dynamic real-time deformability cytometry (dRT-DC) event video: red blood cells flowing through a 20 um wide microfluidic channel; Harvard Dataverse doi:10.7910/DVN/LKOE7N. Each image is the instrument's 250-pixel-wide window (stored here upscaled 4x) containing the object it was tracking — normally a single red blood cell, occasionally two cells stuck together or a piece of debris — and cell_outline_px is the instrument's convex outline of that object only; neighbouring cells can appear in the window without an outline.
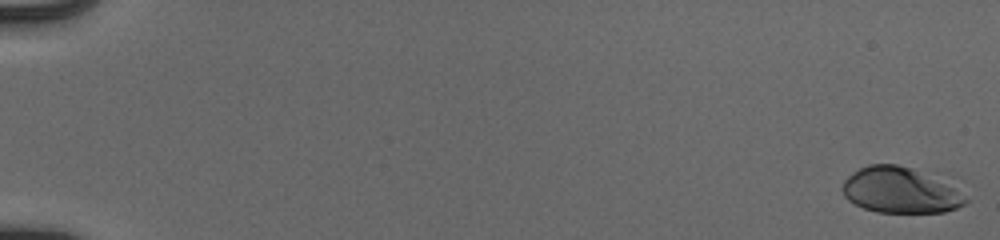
{"species": "human", "species_latin": "Homo sapiens", "temperature_condition": "cold", "stored_images_in_passage": 55, "camera_frame_rate_fps": 3000, "um_per_image_px": 0.085, "donor": {"sex": "male"}, "frame": {"image": 1, "passage_image": 1, "time_ms": 0.0, "image_size_px": [1000, 240], "cell_outline_px": [[968, 200], [964, 204], [956, 208], [944, 212], [876, 212], [864, 208], [848, 200], [844, 196], [840, 188], [844, 180], [852, 172], [868, 164], [896, 164], [912, 168], [952, 188]], "centroid_in_image_um": [76.4, 16.18], "position_along_channel_um": 8.6, "area_um2": 32.02}}
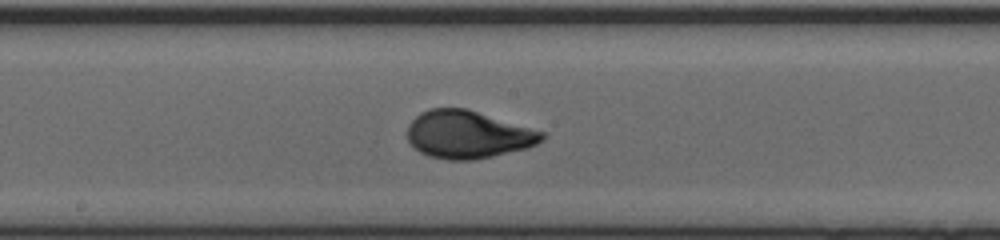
{"frame": {"image": 2, "passage_image": 32, "time_ms": 10.333, "image_size_px": [1000, 240], "cell_outline_px": [[548, 136], [544, 140], [528, 148], [492, 156], [472, 160], [448, 160], [428, 156], [420, 152], [408, 140], [408, 124], [420, 112], [428, 108], [468, 108], [544, 132]], "centroid_in_image_um": [39.79, 11.43], "position_along_channel_um": 208.4, "area_um2": 37.57}}
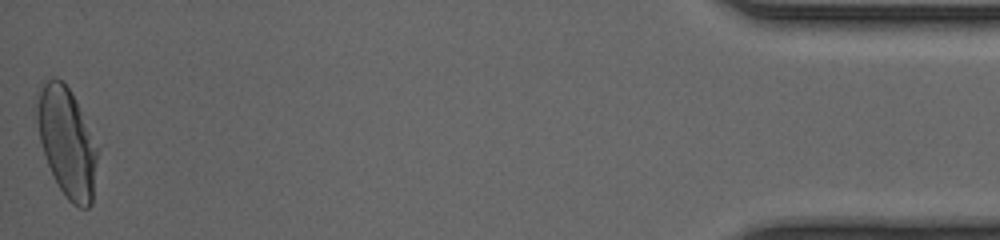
{"frame": {"image": 3, "passage_image": 55, "time_ms": 18.0, "image_size_px": [1000, 240], "cell_outline_px": [[100, 148], [92, 204], [88, 208], [80, 208], [72, 204], [68, 200], [60, 188], [48, 164], [40, 140], [36, 120], [36, 92], [44, 80], [52, 76], [56, 76], [68, 88]], "centroid_in_image_um": [5.7, 12.08], "position_along_channel_um": 429.5, "area_um2": 38.84}, "authors_computed_cell_mechanics": {"area_um2": 36.125, "velocity_mm_per_s": 3.9385, "shape_relaxation_time_tau1_ms": 3.7115, "shape_relaxation_time_tau2_ms": null, "deformation_change_tau1": 0.1741, "deformation_change_tau2": null}}